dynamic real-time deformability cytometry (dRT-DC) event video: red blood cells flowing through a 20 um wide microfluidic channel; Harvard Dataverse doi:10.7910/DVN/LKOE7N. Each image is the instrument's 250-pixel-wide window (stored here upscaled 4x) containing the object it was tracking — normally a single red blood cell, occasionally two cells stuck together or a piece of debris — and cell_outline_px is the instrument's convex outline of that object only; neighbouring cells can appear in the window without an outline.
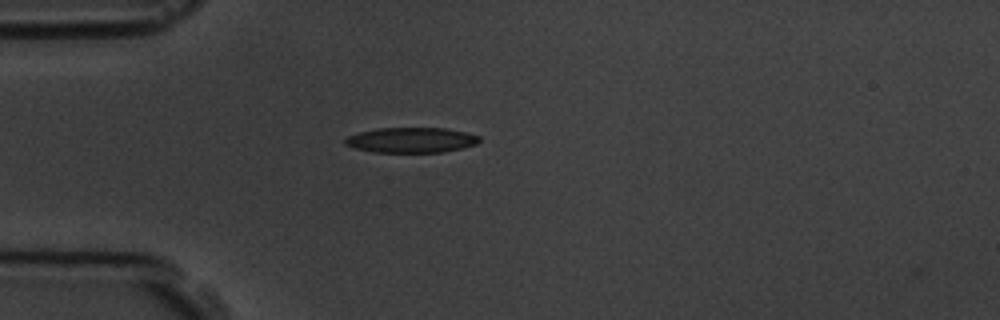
{"species": "common noctule bat (a hibernating species)", "species_latin": "Nyctalus noctula", "temperature_condition": "room temperature", "stored_images_in_passage": 4, "camera_frame_rate_fps": 3000, "um_per_image_px": 0.085, "animal": {"sex": "male", "body_mass_g": 19.5, "forearm_length_mm": 54.6}, "frame": {"image": 1, "passage_image": 3, "time_ms": 3.333, "image_size_px": [1000, 320], "cell_outline_px": [[480, 140], [476, 144], [444, 152], [372, 152], [356, 148], [344, 144], [344, 140], [348, 136], [360, 132], [376, 128], [444, 128], [464, 132], [480, 136]], "centroid_in_image_um": [34.94, 11.9], "position_along_channel_um": 50.1, "area_um2": 19.59}}